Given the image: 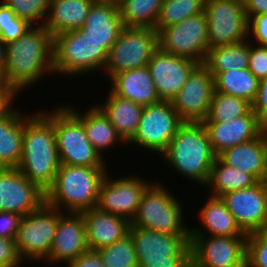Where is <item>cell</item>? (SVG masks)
I'll use <instances>...</instances> for the list:
<instances>
[{"label":"cell","mask_w":267,"mask_h":267,"mask_svg":"<svg viewBox=\"0 0 267 267\" xmlns=\"http://www.w3.org/2000/svg\"><path fill=\"white\" fill-rule=\"evenodd\" d=\"M5 65V44L0 40V77L2 78Z\"/></svg>","instance_id":"cell-49"},{"label":"cell","mask_w":267,"mask_h":267,"mask_svg":"<svg viewBox=\"0 0 267 267\" xmlns=\"http://www.w3.org/2000/svg\"><path fill=\"white\" fill-rule=\"evenodd\" d=\"M31 26L26 20L18 18L13 10L0 1V40L2 43L17 40Z\"/></svg>","instance_id":"cell-39"},{"label":"cell","mask_w":267,"mask_h":267,"mask_svg":"<svg viewBox=\"0 0 267 267\" xmlns=\"http://www.w3.org/2000/svg\"><path fill=\"white\" fill-rule=\"evenodd\" d=\"M66 107L83 123L86 136L92 146L103 156L102 152L111 149L117 143H127L118 134L116 128L111 124L107 116L97 106H91L86 113L78 112L79 110L72 105ZM120 141V142H119Z\"/></svg>","instance_id":"cell-28"},{"label":"cell","mask_w":267,"mask_h":267,"mask_svg":"<svg viewBox=\"0 0 267 267\" xmlns=\"http://www.w3.org/2000/svg\"><path fill=\"white\" fill-rule=\"evenodd\" d=\"M97 251L105 267H139L133 238L130 233Z\"/></svg>","instance_id":"cell-37"},{"label":"cell","mask_w":267,"mask_h":267,"mask_svg":"<svg viewBox=\"0 0 267 267\" xmlns=\"http://www.w3.org/2000/svg\"><path fill=\"white\" fill-rule=\"evenodd\" d=\"M206 201L199 210L198 216L204 228L193 229L192 227L190 235H207L208 233L211 236H247L237 225L234 216L220 197L210 195L209 200Z\"/></svg>","instance_id":"cell-26"},{"label":"cell","mask_w":267,"mask_h":267,"mask_svg":"<svg viewBox=\"0 0 267 267\" xmlns=\"http://www.w3.org/2000/svg\"><path fill=\"white\" fill-rule=\"evenodd\" d=\"M191 267H246L247 236L190 235Z\"/></svg>","instance_id":"cell-14"},{"label":"cell","mask_w":267,"mask_h":267,"mask_svg":"<svg viewBox=\"0 0 267 267\" xmlns=\"http://www.w3.org/2000/svg\"><path fill=\"white\" fill-rule=\"evenodd\" d=\"M220 198L244 233L267 230V195L261 181L251 187L225 193Z\"/></svg>","instance_id":"cell-17"},{"label":"cell","mask_w":267,"mask_h":267,"mask_svg":"<svg viewBox=\"0 0 267 267\" xmlns=\"http://www.w3.org/2000/svg\"><path fill=\"white\" fill-rule=\"evenodd\" d=\"M209 48L232 45L249 38L248 19L241 0H206Z\"/></svg>","instance_id":"cell-13"},{"label":"cell","mask_w":267,"mask_h":267,"mask_svg":"<svg viewBox=\"0 0 267 267\" xmlns=\"http://www.w3.org/2000/svg\"><path fill=\"white\" fill-rule=\"evenodd\" d=\"M207 25V17L202 12L180 23L155 28L158 33V48L203 64L209 50Z\"/></svg>","instance_id":"cell-11"},{"label":"cell","mask_w":267,"mask_h":267,"mask_svg":"<svg viewBox=\"0 0 267 267\" xmlns=\"http://www.w3.org/2000/svg\"><path fill=\"white\" fill-rule=\"evenodd\" d=\"M59 167L52 110L42 109L30 115L23 113V149L17 168L46 193L53 185Z\"/></svg>","instance_id":"cell-2"},{"label":"cell","mask_w":267,"mask_h":267,"mask_svg":"<svg viewBox=\"0 0 267 267\" xmlns=\"http://www.w3.org/2000/svg\"><path fill=\"white\" fill-rule=\"evenodd\" d=\"M108 50L98 41L87 36L82 28L53 36L54 74L71 75L103 70ZM79 74V75H78Z\"/></svg>","instance_id":"cell-5"},{"label":"cell","mask_w":267,"mask_h":267,"mask_svg":"<svg viewBox=\"0 0 267 267\" xmlns=\"http://www.w3.org/2000/svg\"><path fill=\"white\" fill-rule=\"evenodd\" d=\"M223 163L261 181L267 173V142L264 132L257 138L226 149L217 156Z\"/></svg>","instance_id":"cell-25"},{"label":"cell","mask_w":267,"mask_h":267,"mask_svg":"<svg viewBox=\"0 0 267 267\" xmlns=\"http://www.w3.org/2000/svg\"><path fill=\"white\" fill-rule=\"evenodd\" d=\"M183 123L170 101L144 106L136 134L128 144L161 156Z\"/></svg>","instance_id":"cell-12"},{"label":"cell","mask_w":267,"mask_h":267,"mask_svg":"<svg viewBox=\"0 0 267 267\" xmlns=\"http://www.w3.org/2000/svg\"><path fill=\"white\" fill-rule=\"evenodd\" d=\"M104 105L97 106L116 128L121 138L128 143L136 134L144 106L107 92Z\"/></svg>","instance_id":"cell-30"},{"label":"cell","mask_w":267,"mask_h":267,"mask_svg":"<svg viewBox=\"0 0 267 267\" xmlns=\"http://www.w3.org/2000/svg\"><path fill=\"white\" fill-rule=\"evenodd\" d=\"M199 63L157 49L147 67L161 101H172Z\"/></svg>","instance_id":"cell-19"},{"label":"cell","mask_w":267,"mask_h":267,"mask_svg":"<svg viewBox=\"0 0 267 267\" xmlns=\"http://www.w3.org/2000/svg\"><path fill=\"white\" fill-rule=\"evenodd\" d=\"M81 214L85 220L89 250L111 245L129 233L130 222L127 219L101 211L98 207Z\"/></svg>","instance_id":"cell-22"},{"label":"cell","mask_w":267,"mask_h":267,"mask_svg":"<svg viewBox=\"0 0 267 267\" xmlns=\"http://www.w3.org/2000/svg\"><path fill=\"white\" fill-rule=\"evenodd\" d=\"M252 105V111L257 115L259 120L267 125V78L259 82L258 93Z\"/></svg>","instance_id":"cell-45"},{"label":"cell","mask_w":267,"mask_h":267,"mask_svg":"<svg viewBox=\"0 0 267 267\" xmlns=\"http://www.w3.org/2000/svg\"><path fill=\"white\" fill-rule=\"evenodd\" d=\"M23 261L17 251L15 239L0 238V267H20Z\"/></svg>","instance_id":"cell-43"},{"label":"cell","mask_w":267,"mask_h":267,"mask_svg":"<svg viewBox=\"0 0 267 267\" xmlns=\"http://www.w3.org/2000/svg\"><path fill=\"white\" fill-rule=\"evenodd\" d=\"M110 91L117 96L148 106L161 101L147 66L114 74Z\"/></svg>","instance_id":"cell-23"},{"label":"cell","mask_w":267,"mask_h":267,"mask_svg":"<svg viewBox=\"0 0 267 267\" xmlns=\"http://www.w3.org/2000/svg\"><path fill=\"white\" fill-rule=\"evenodd\" d=\"M248 36L249 40H254L251 43L267 46V13L254 15L248 19Z\"/></svg>","instance_id":"cell-42"},{"label":"cell","mask_w":267,"mask_h":267,"mask_svg":"<svg viewBox=\"0 0 267 267\" xmlns=\"http://www.w3.org/2000/svg\"><path fill=\"white\" fill-rule=\"evenodd\" d=\"M259 82L249 69H233L214 75V91L243 98L252 104Z\"/></svg>","instance_id":"cell-33"},{"label":"cell","mask_w":267,"mask_h":267,"mask_svg":"<svg viewBox=\"0 0 267 267\" xmlns=\"http://www.w3.org/2000/svg\"><path fill=\"white\" fill-rule=\"evenodd\" d=\"M182 207L166 186L153 182L144 191L130 226L166 234H190Z\"/></svg>","instance_id":"cell-7"},{"label":"cell","mask_w":267,"mask_h":267,"mask_svg":"<svg viewBox=\"0 0 267 267\" xmlns=\"http://www.w3.org/2000/svg\"><path fill=\"white\" fill-rule=\"evenodd\" d=\"M96 0H50L44 26L52 36L84 26Z\"/></svg>","instance_id":"cell-27"},{"label":"cell","mask_w":267,"mask_h":267,"mask_svg":"<svg viewBox=\"0 0 267 267\" xmlns=\"http://www.w3.org/2000/svg\"><path fill=\"white\" fill-rule=\"evenodd\" d=\"M261 182H262L263 185H264L265 192H266V195H267V173H266V175L264 176V178L261 180Z\"/></svg>","instance_id":"cell-50"},{"label":"cell","mask_w":267,"mask_h":267,"mask_svg":"<svg viewBox=\"0 0 267 267\" xmlns=\"http://www.w3.org/2000/svg\"><path fill=\"white\" fill-rule=\"evenodd\" d=\"M48 73L54 74L53 36L44 25L31 26L22 37L5 44L2 79L17 95Z\"/></svg>","instance_id":"cell-1"},{"label":"cell","mask_w":267,"mask_h":267,"mask_svg":"<svg viewBox=\"0 0 267 267\" xmlns=\"http://www.w3.org/2000/svg\"><path fill=\"white\" fill-rule=\"evenodd\" d=\"M139 267H191L190 234H166L130 226Z\"/></svg>","instance_id":"cell-6"},{"label":"cell","mask_w":267,"mask_h":267,"mask_svg":"<svg viewBox=\"0 0 267 267\" xmlns=\"http://www.w3.org/2000/svg\"><path fill=\"white\" fill-rule=\"evenodd\" d=\"M87 250L89 247L84 217L81 213L63 212L59 216L49 255L42 262L48 261L52 265L60 262L69 264Z\"/></svg>","instance_id":"cell-20"},{"label":"cell","mask_w":267,"mask_h":267,"mask_svg":"<svg viewBox=\"0 0 267 267\" xmlns=\"http://www.w3.org/2000/svg\"><path fill=\"white\" fill-rule=\"evenodd\" d=\"M123 28L118 4L100 1L93 3L82 27L87 36L103 44L108 51Z\"/></svg>","instance_id":"cell-24"},{"label":"cell","mask_w":267,"mask_h":267,"mask_svg":"<svg viewBox=\"0 0 267 267\" xmlns=\"http://www.w3.org/2000/svg\"><path fill=\"white\" fill-rule=\"evenodd\" d=\"M96 1H100V2H111V3H116V4H118L120 2V0H96Z\"/></svg>","instance_id":"cell-51"},{"label":"cell","mask_w":267,"mask_h":267,"mask_svg":"<svg viewBox=\"0 0 267 267\" xmlns=\"http://www.w3.org/2000/svg\"><path fill=\"white\" fill-rule=\"evenodd\" d=\"M213 93L214 76L204 64H198L171 102L184 122H203L208 115Z\"/></svg>","instance_id":"cell-16"},{"label":"cell","mask_w":267,"mask_h":267,"mask_svg":"<svg viewBox=\"0 0 267 267\" xmlns=\"http://www.w3.org/2000/svg\"><path fill=\"white\" fill-rule=\"evenodd\" d=\"M45 203V192L30 182L17 167L0 168V211L22 216Z\"/></svg>","instance_id":"cell-18"},{"label":"cell","mask_w":267,"mask_h":267,"mask_svg":"<svg viewBox=\"0 0 267 267\" xmlns=\"http://www.w3.org/2000/svg\"><path fill=\"white\" fill-rule=\"evenodd\" d=\"M163 0H120V18L127 28L155 29Z\"/></svg>","instance_id":"cell-34"},{"label":"cell","mask_w":267,"mask_h":267,"mask_svg":"<svg viewBox=\"0 0 267 267\" xmlns=\"http://www.w3.org/2000/svg\"><path fill=\"white\" fill-rule=\"evenodd\" d=\"M251 103L243 98L214 91L208 115L203 122H224L247 114Z\"/></svg>","instance_id":"cell-35"},{"label":"cell","mask_w":267,"mask_h":267,"mask_svg":"<svg viewBox=\"0 0 267 267\" xmlns=\"http://www.w3.org/2000/svg\"><path fill=\"white\" fill-rule=\"evenodd\" d=\"M249 40V71L258 79L267 78V46L251 44Z\"/></svg>","instance_id":"cell-41"},{"label":"cell","mask_w":267,"mask_h":267,"mask_svg":"<svg viewBox=\"0 0 267 267\" xmlns=\"http://www.w3.org/2000/svg\"><path fill=\"white\" fill-rule=\"evenodd\" d=\"M55 108L52 110V124L60 164L107 167L104 156L86 136L83 123L66 106Z\"/></svg>","instance_id":"cell-8"},{"label":"cell","mask_w":267,"mask_h":267,"mask_svg":"<svg viewBox=\"0 0 267 267\" xmlns=\"http://www.w3.org/2000/svg\"><path fill=\"white\" fill-rule=\"evenodd\" d=\"M0 1L3 2L11 10H13L18 18L26 20L30 25L32 26L44 25L46 17L48 15L50 0H0Z\"/></svg>","instance_id":"cell-38"},{"label":"cell","mask_w":267,"mask_h":267,"mask_svg":"<svg viewBox=\"0 0 267 267\" xmlns=\"http://www.w3.org/2000/svg\"><path fill=\"white\" fill-rule=\"evenodd\" d=\"M62 213L44 203L37 211L22 216L15 238L22 260L41 262L48 257Z\"/></svg>","instance_id":"cell-10"},{"label":"cell","mask_w":267,"mask_h":267,"mask_svg":"<svg viewBox=\"0 0 267 267\" xmlns=\"http://www.w3.org/2000/svg\"><path fill=\"white\" fill-rule=\"evenodd\" d=\"M203 64L213 76L228 70L248 69L249 39L232 45L209 48Z\"/></svg>","instance_id":"cell-32"},{"label":"cell","mask_w":267,"mask_h":267,"mask_svg":"<svg viewBox=\"0 0 267 267\" xmlns=\"http://www.w3.org/2000/svg\"><path fill=\"white\" fill-rule=\"evenodd\" d=\"M67 267H105L102 258L97 250H87L79 255Z\"/></svg>","instance_id":"cell-46"},{"label":"cell","mask_w":267,"mask_h":267,"mask_svg":"<svg viewBox=\"0 0 267 267\" xmlns=\"http://www.w3.org/2000/svg\"><path fill=\"white\" fill-rule=\"evenodd\" d=\"M257 182L258 180L250 173L227 165L216 157L205 188L210 189L211 196L221 197L225 193L251 187Z\"/></svg>","instance_id":"cell-31"},{"label":"cell","mask_w":267,"mask_h":267,"mask_svg":"<svg viewBox=\"0 0 267 267\" xmlns=\"http://www.w3.org/2000/svg\"><path fill=\"white\" fill-rule=\"evenodd\" d=\"M216 157L202 122H184L161 155L175 172L204 187Z\"/></svg>","instance_id":"cell-3"},{"label":"cell","mask_w":267,"mask_h":267,"mask_svg":"<svg viewBox=\"0 0 267 267\" xmlns=\"http://www.w3.org/2000/svg\"><path fill=\"white\" fill-rule=\"evenodd\" d=\"M202 123L216 156L228 148L259 137L265 127L252 109L247 114L229 121Z\"/></svg>","instance_id":"cell-21"},{"label":"cell","mask_w":267,"mask_h":267,"mask_svg":"<svg viewBox=\"0 0 267 267\" xmlns=\"http://www.w3.org/2000/svg\"><path fill=\"white\" fill-rule=\"evenodd\" d=\"M247 19L251 16L267 13V0H243Z\"/></svg>","instance_id":"cell-48"},{"label":"cell","mask_w":267,"mask_h":267,"mask_svg":"<svg viewBox=\"0 0 267 267\" xmlns=\"http://www.w3.org/2000/svg\"><path fill=\"white\" fill-rule=\"evenodd\" d=\"M109 175L106 174L101 184L97 207L131 222L144 191L153 181L148 182L135 174L115 179Z\"/></svg>","instance_id":"cell-15"},{"label":"cell","mask_w":267,"mask_h":267,"mask_svg":"<svg viewBox=\"0 0 267 267\" xmlns=\"http://www.w3.org/2000/svg\"><path fill=\"white\" fill-rule=\"evenodd\" d=\"M18 95L0 77V114L5 113L13 106V100Z\"/></svg>","instance_id":"cell-47"},{"label":"cell","mask_w":267,"mask_h":267,"mask_svg":"<svg viewBox=\"0 0 267 267\" xmlns=\"http://www.w3.org/2000/svg\"><path fill=\"white\" fill-rule=\"evenodd\" d=\"M206 0H163L155 28H165L204 12Z\"/></svg>","instance_id":"cell-36"},{"label":"cell","mask_w":267,"mask_h":267,"mask_svg":"<svg viewBox=\"0 0 267 267\" xmlns=\"http://www.w3.org/2000/svg\"><path fill=\"white\" fill-rule=\"evenodd\" d=\"M246 267H267V230L247 234Z\"/></svg>","instance_id":"cell-40"},{"label":"cell","mask_w":267,"mask_h":267,"mask_svg":"<svg viewBox=\"0 0 267 267\" xmlns=\"http://www.w3.org/2000/svg\"><path fill=\"white\" fill-rule=\"evenodd\" d=\"M22 215L0 211V238L15 239Z\"/></svg>","instance_id":"cell-44"},{"label":"cell","mask_w":267,"mask_h":267,"mask_svg":"<svg viewBox=\"0 0 267 267\" xmlns=\"http://www.w3.org/2000/svg\"><path fill=\"white\" fill-rule=\"evenodd\" d=\"M107 168L60 164L53 185L45 193V203L67 213L97 207Z\"/></svg>","instance_id":"cell-4"},{"label":"cell","mask_w":267,"mask_h":267,"mask_svg":"<svg viewBox=\"0 0 267 267\" xmlns=\"http://www.w3.org/2000/svg\"><path fill=\"white\" fill-rule=\"evenodd\" d=\"M264 135H265V139H266V142H267V125L264 127Z\"/></svg>","instance_id":"cell-52"},{"label":"cell","mask_w":267,"mask_h":267,"mask_svg":"<svg viewBox=\"0 0 267 267\" xmlns=\"http://www.w3.org/2000/svg\"><path fill=\"white\" fill-rule=\"evenodd\" d=\"M23 149V112L13 106L0 114V168L17 167Z\"/></svg>","instance_id":"cell-29"},{"label":"cell","mask_w":267,"mask_h":267,"mask_svg":"<svg viewBox=\"0 0 267 267\" xmlns=\"http://www.w3.org/2000/svg\"><path fill=\"white\" fill-rule=\"evenodd\" d=\"M157 49L155 29L124 27L108 51L103 71L111 78L123 71L145 67Z\"/></svg>","instance_id":"cell-9"}]
</instances>
